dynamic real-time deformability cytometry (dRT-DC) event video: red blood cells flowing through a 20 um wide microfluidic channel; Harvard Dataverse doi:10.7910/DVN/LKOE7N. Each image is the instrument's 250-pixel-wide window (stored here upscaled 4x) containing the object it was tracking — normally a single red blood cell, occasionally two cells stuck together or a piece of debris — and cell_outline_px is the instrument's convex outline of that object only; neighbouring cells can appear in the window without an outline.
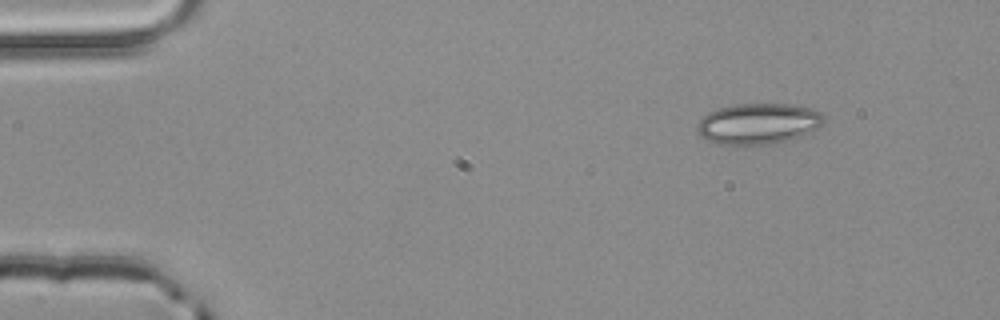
{"species": "common noctule bat (a hibernating species)", "species_latin": "Nyctalus noctula", "temperature_condition": "room temperature", "stored_images_in_passage": 4, "segment_of_instrument_passage": [1, 2], "camera_frame_rate_fps": 3000, "um_per_image_px": 0.085, "animal": {"sex": "male", "body_mass_g": 20.4}, "frame": {"image": 1, "passage_image": 1, "time_ms": 0.0, "image_size_px": [1000, 320], "cell_outline_px": [[824, 124], [820, 128], [800, 136], [788, 140], [772, 144], [720, 144], [708, 140], [696, 128], [696, 124], [708, 112], [716, 108], [736, 104], [792, 104], [808, 108], [820, 112], [824, 116]], "centroid_in_image_um": [64.48, 10.5], "position_along_channel_um": 20.5, "area_um2": 30.06}}